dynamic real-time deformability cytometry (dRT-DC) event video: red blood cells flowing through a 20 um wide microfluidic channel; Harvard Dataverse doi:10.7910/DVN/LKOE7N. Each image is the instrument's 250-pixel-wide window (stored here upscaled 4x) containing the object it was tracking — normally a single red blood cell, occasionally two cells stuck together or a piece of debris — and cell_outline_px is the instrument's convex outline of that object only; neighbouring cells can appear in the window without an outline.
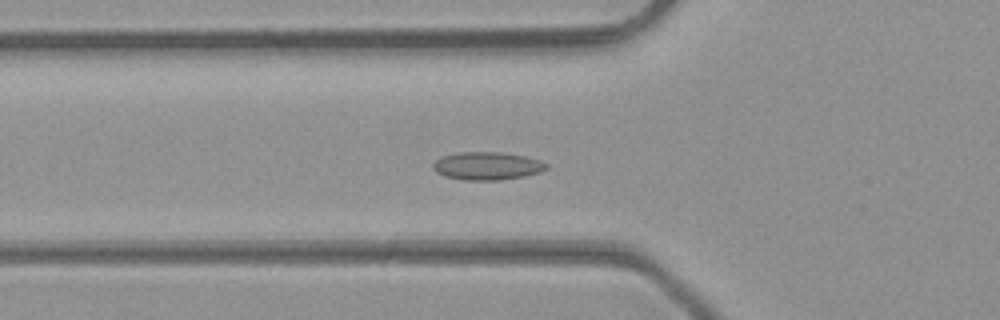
{"species": "common noctule bat (a hibernating species)", "species_latin": "Nyctalus noctula", "temperature_condition": "room temperature", "stored_images_in_passage": 49, "camera_frame_rate_fps": 3000, "um_per_image_px": 0.085, "animal": {"sex": "male", "body_mass_g": 23.1, "forearm_length_mm": 52.7}, "frame": {"image": 1, "passage_image": 18, "time_ms": 5.667, "image_size_px": [1000, 320], "cell_outline_px": [[548, 168], [540, 172], [524, 176], [500, 180], [464, 180], [444, 176], [436, 172], [432, 168], [432, 164], [440, 156], [456, 152], [500, 152], [524, 156], [540, 160], [548, 164]], "centroid_in_image_um": [41.38, 14.1], "position_along_channel_um": 84.4, "area_um2": 18.61}}
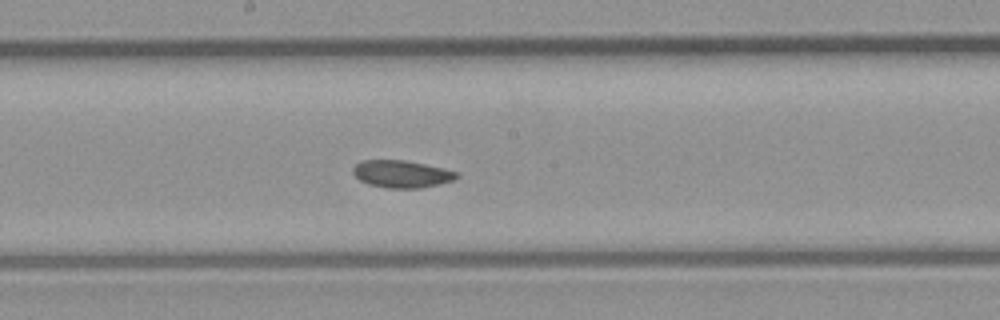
{"frame": {"image": 2, "passage_image": 27, "time_ms": 8.667, "image_size_px": [1000, 320], "cell_outline_px": [[460, 176], [452, 180], [420, 188], [388, 188], [368, 184], [360, 180], [352, 172], [352, 168], [360, 160], [404, 160], [444, 168], [460, 172]], "centroid_in_image_um": [34.13, 14.78], "position_along_channel_um": 214.1, "area_um2": 16.47}}
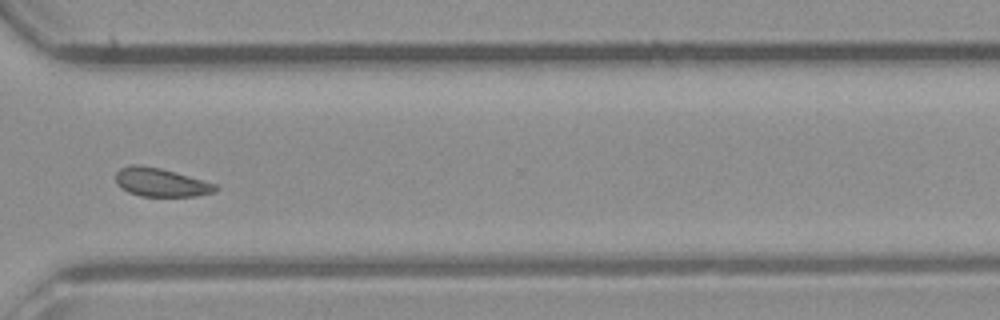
{"frame": {"image": 3, "passage_image": 37, "time_ms": 12.0, "image_size_px": [1000, 320], "cell_outline_px": [[220, 188], [212, 192], [196, 196], [140, 196], [128, 192], [120, 188], [116, 184], [116, 172], [120, 168], [132, 164], [140, 164], [160, 168], [216, 184]], "centroid_in_image_um": [13.62, 15.5], "position_along_channel_um": 357.0, "area_um2": 16.53}, "authors_computed_cell_mechanics": {"area_um2": 17.1666, "velocity_mm_per_s": 4.2924, "shape_relaxation_time_tau1_ms": null, "shape_relaxation_time_tau2_ms": 1.5155, "deformation_change_tau1": null, "deformation_change_tau2": 0.0455}}